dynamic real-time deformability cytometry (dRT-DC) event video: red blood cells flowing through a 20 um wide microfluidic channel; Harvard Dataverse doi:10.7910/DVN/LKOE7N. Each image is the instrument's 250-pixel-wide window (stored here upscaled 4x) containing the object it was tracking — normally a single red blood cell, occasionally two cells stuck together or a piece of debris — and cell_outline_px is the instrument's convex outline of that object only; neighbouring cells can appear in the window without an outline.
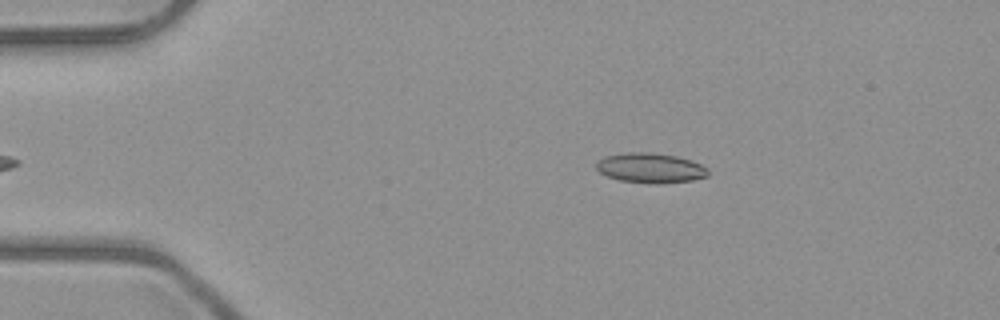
{"species": "common noctule bat (a hibernating species)", "species_latin": "Nyctalus noctula", "temperature_condition": "room temperature", "stored_images_in_passage": 6, "camera_frame_rate_fps": 3000, "um_per_image_px": 0.085, "animal": {"sex": "male", "body_mass_g": 23.1, "forearm_length_mm": 52.7}, "frame": {"image": 1, "passage_image": 2, "time_ms": 1.333, "image_size_px": [1000, 320], "cell_outline_px": [[708, 176], [692, 180], [656, 184], [620, 180], [608, 176], [600, 172], [596, 168], [596, 160], [604, 156], [624, 152], [652, 152], [676, 156], [692, 160], [708, 168]], "centroid_in_image_um": [55.27, 14.26], "position_along_channel_um": 29.7, "area_um2": 19.59}}
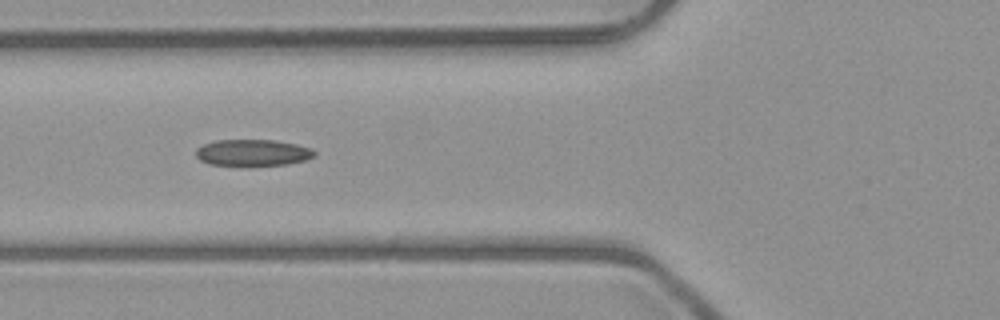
{"frame": {"image": 2, "passage_image": 5, "time_ms": 4.667, "image_size_px": [1000, 320], "cell_outline_px": [[316, 156], [304, 160], [288, 164], [248, 168], [208, 164], [200, 160], [196, 156], [196, 148], [204, 144], [216, 140], [276, 140], [296, 144], [312, 148], [316, 152]], "centroid_in_image_um": [21.48, 13.02], "position_along_channel_um": 104.3, "area_um2": 19.13}}
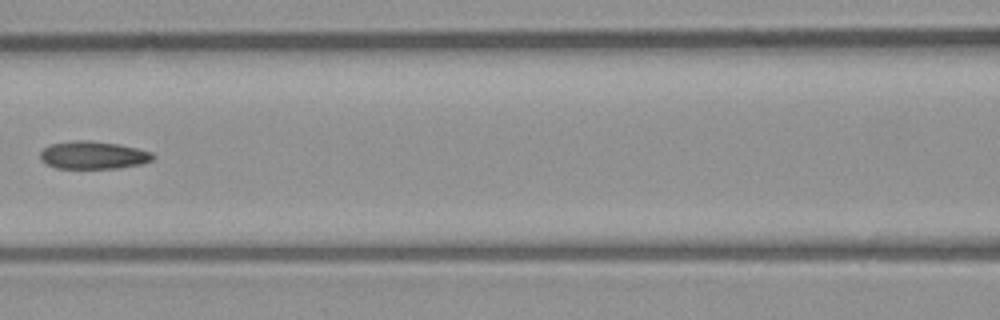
{"frame": {"image": 3, "passage_image": 6, "time_ms": 6.0, "image_size_px": [1000, 320], "cell_outline_px": [[156, 156], [152, 160], [140, 164], [120, 168], [56, 168], [44, 164], [40, 160], [40, 152], [48, 144], [72, 140], [88, 140], [116, 144], [136, 148], [152, 152]], "centroid_in_image_um": [7.87, 13.19], "position_along_channel_um": 158.7, "area_um2": 18.38}}